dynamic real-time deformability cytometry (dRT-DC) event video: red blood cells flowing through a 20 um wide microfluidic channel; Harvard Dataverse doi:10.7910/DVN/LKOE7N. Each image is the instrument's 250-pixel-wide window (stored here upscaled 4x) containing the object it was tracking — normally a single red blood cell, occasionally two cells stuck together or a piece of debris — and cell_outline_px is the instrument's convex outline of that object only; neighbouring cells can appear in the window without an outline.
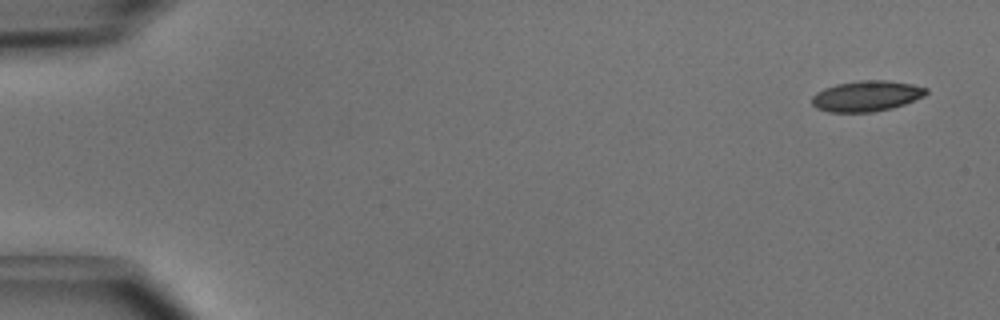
{"species": "common noctule bat (a hibernating species)", "species_latin": "Nyctalus noctula", "temperature_condition": "cold", "stored_images_in_passage": 5, "camera_frame_rate_fps": 3000, "um_per_image_px": 0.085, "animal": {"sex": "male", "body_mass_g": 15.6}, "frame": {"image": 1, "passage_image": 1, "time_ms": 0.0, "image_size_px": [1000, 320], "cell_outline_px": [[928, 92], [924, 96], [904, 104], [892, 108], [872, 112], [828, 112], [816, 108], [812, 104], [812, 96], [816, 92], [824, 88], [836, 84], [860, 80], [888, 80], [912, 84], [928, 88]], "centroid_in_image_um": [73.65, 8.16], "position_along_channel_um": 11.4, "area_um2": 20.52}}
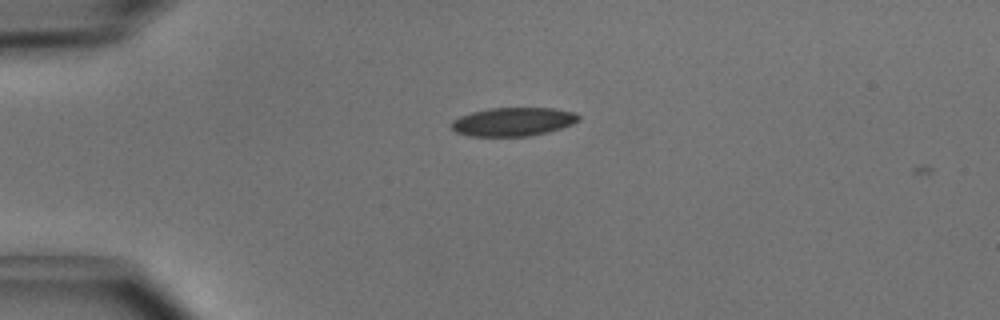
{"frame": {"image": 2, "passage_image": 4, "time_ms": 1.0, "image_size_px": [1000, 320], "cell_outline_px": [[580, 120], [572, 124], [548, 132], [528, 136], [468, 136], [456, 132], [452, 128], [452, 120], [460, 116], [472, 112], [488, 108], [552, 108], [576, 112], [580, 116]], "centroid_in_image_um": [43.63, 10.34], "position_along_channel_um": 41.4, "area_um2": 21.21}}